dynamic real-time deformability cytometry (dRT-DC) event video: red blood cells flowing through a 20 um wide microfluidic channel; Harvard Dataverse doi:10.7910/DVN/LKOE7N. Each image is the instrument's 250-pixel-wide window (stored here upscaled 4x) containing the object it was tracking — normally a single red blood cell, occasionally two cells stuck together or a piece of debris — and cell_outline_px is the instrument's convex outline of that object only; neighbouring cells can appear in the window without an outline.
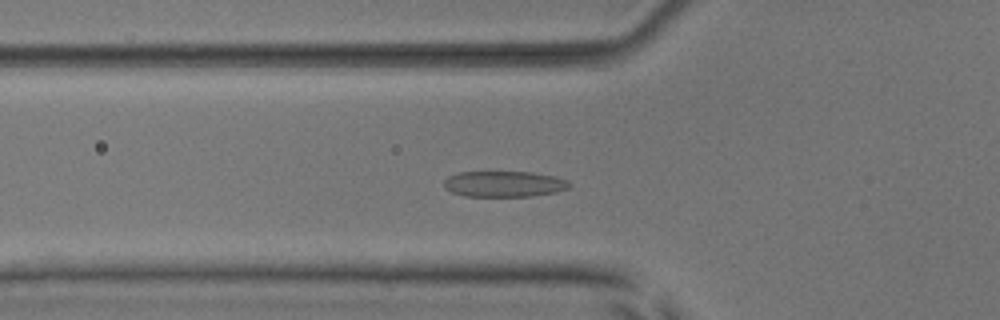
{"species": "common noctule bat (a hibernating species)", "species_latin": "Nyctalus noctula", "temperature_condition": "room temperature", "stored_images_in_passage": 43, "camera_frame_rate_fps": 3000, "um_per_image_px": 0.085, "animal": {"sex": "male", "body_mass_g": 17.9, "forearm_length_mm": 54.2}, "frame": {"image": 1, "passage_image": 8, "time_ms": 2.333, "image_size_px": [1000, 320], "cell_outline_px": [[572, 184], [568, 188], [556, 192], [532, 196], [464, 196], [452, 192], [444, 188], [444, 180], [448, 176], [460, 172], [532, 172], [556, 176], [568, 180]], "centroid_in_image_um": [42.87, 15.63], "position_along_channel_um": 82.9, "area_um2": 19.02}}
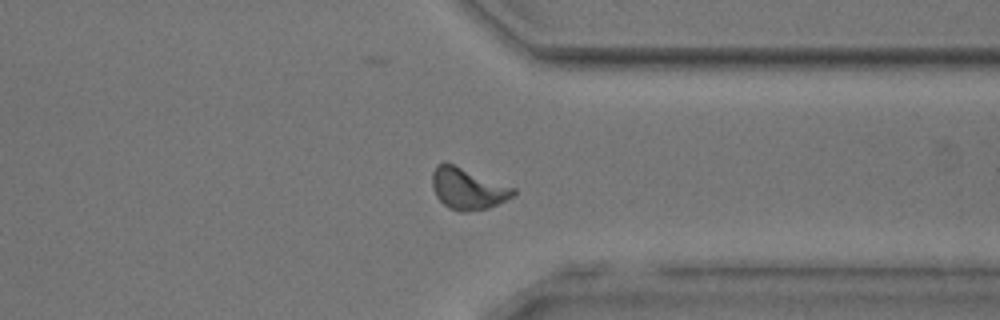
{"frame": {"image": 2, "passage_image": 31, "time_ms": 10.0, "image_size_px": [1000, 320], "cell_outline_px": [[516, 192], [512, 196], [488, 208], [464, 212], [460, 212], [448, 208], [436, 196], [432, 188], [432, 172], [436, 164], [444, 160], [516, 188]], "centroid_in_image_um": [39.71, 16.01], "position_along_channel_um": 371.7, "area_um2": 19.71}}
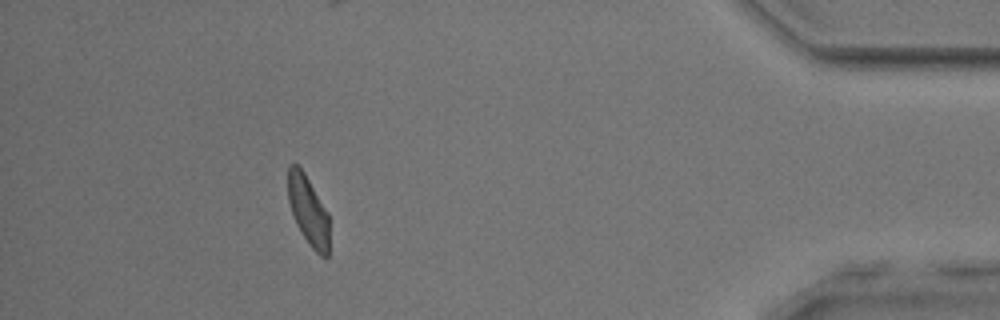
{"frame": {"image": 3, "passage_image": 38, "time_ms": 12.333, "image_size_px": [1000, 320], "cell_outline_px": [[328, 256], [320, 256], [308, 244], [296, 224], [288, 200], [288, 164], [296, 164], [304, 172], [328, 212]], "centroid_in_image_um": [26.19, 17.89], "position_along_channel_um": 409.0, "area_um2": 16.53}, "authors_computed_cell_mechanics": {"area_um2": 18.2648, "velocity_mm_per_s": 3.7778, "shape_relaxation_time_tau1_ms": 3.9085, "shape_relaxation_time_tau2_ms": 1.1106, "deformation_change_tau1": 0.1304, "deformation_change_tau2": 0.0891}}